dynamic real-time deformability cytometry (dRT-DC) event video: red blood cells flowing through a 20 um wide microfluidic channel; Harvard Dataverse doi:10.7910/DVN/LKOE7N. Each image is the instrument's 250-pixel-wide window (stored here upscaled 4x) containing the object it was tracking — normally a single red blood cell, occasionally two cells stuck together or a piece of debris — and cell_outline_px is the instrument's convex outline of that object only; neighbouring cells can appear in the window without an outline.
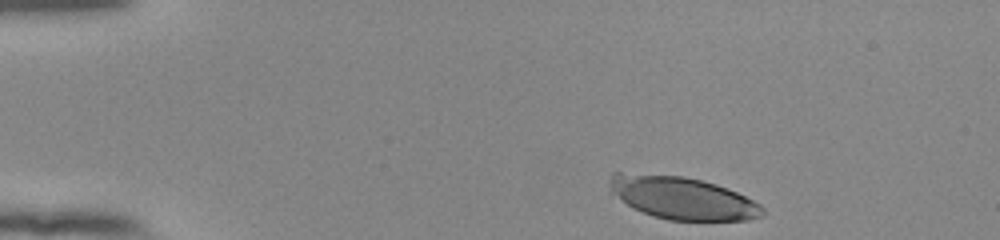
{"species": "human", "species_latin": "Homo sapiens", "temperature_condition": "room temperature", "stored_images_in_passage": 41, "camera_frame_rate_fps": 3000, "um_per_image_px": 0.085, "donor": {"sex": "female"}, "frame": {"image": 1, "passage_image": 1, "time_ms": 0.0, "image_size_px": [1000, 240], "cell_outline_px": [[764, 216], [748, 220], [668, 220], [652, 216], [632, 208], [608, 192], [608, 180], [612, 172], [620, 172], [684, 176], [716, 184], [736, 192], [760, 204], [764, 208]], "centroid_in_image_um": [57.92, 16.82], "position_along_channel_um": 27.1, "area_um2": 38.32}}